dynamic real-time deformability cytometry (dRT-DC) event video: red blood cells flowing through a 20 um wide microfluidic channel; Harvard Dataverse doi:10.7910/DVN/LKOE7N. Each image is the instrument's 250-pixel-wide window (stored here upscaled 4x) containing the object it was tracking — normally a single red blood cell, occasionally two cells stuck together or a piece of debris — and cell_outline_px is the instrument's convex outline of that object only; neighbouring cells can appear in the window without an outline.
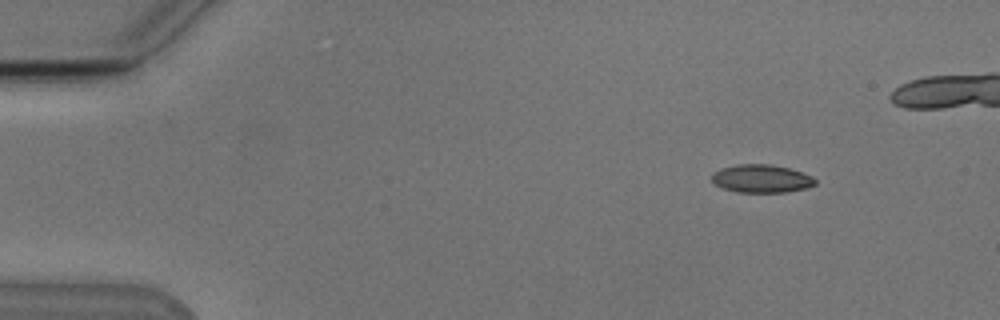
{"species": "Egyptian fruit bat (a non-hibernating species)", "species_latin": "Rousettus aegyptiacus", "temperature_condition": "cold", "stored_images_in_passage": 4, "camera_frame_rate_fps": 3000, "um_per_image_px": 0.085, "animal": {"sex": "male"}, "frame": {"image": 1, "passage_image": 1, "time_ms": 0.0, "image_size_px": [1000, 320], "cell_outline_px": [[816, 184], [808, 188], [784, 192], [736, 192], [712, 184], [712, 172], [720, 168], [736, 164], [772, 164], [788, 168], [812, 176], [816, 180]], "centroid_in_image_um": [64.69, 15.18], "position_along_channel_um": 20.3, "area_um2": 17.05}}